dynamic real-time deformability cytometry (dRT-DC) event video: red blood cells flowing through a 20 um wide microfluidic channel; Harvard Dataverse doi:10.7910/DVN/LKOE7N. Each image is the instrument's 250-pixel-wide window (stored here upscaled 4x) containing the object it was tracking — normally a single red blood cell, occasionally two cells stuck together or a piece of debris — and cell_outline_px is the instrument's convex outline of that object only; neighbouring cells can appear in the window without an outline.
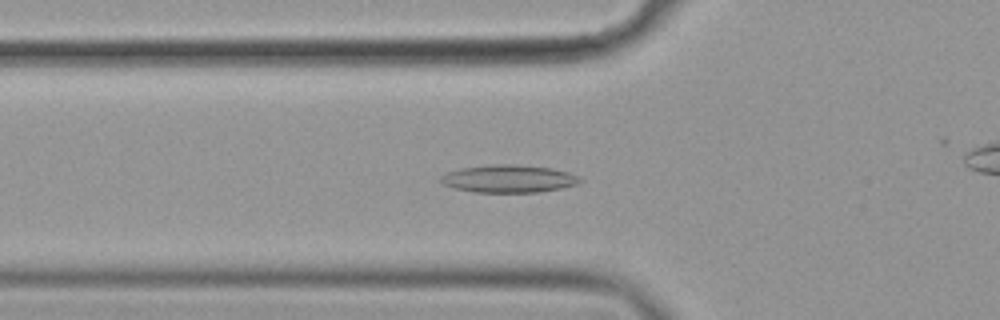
{"species": "common noctule bat (a hibernating species)", "species_latin": "Nyctalus noctula", "temperature_condition": "cold", "stored_images_in_passage": 57, "camera_frame_rate_fps": 3000, "um_per_image_px": 0.085, "animal": {"sex": "female", "body_mass_g": 19.9}, "frame": {"image": 1, "passage_image": 20, "time_ms": 6.333, "image_size_px": [1000, 320], "cell_outline_px": [[584, 180], [576, 184], [560, 188], [540, 192], [472, 192], [456, 188], [444, 184], [440, 180], [440, 176], [448, 172], [460, 168], [492, 164], [516, 164], [552, 168], [568, 172]], "centroid_in_image_um": [43.23, 15.18], "position_along_channel_um": 82.6, "area_um2": 22.37}}
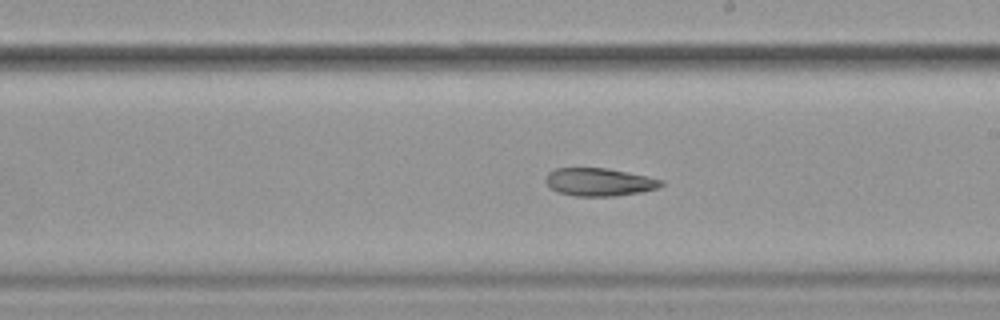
{"frame": {"image": 2, "passage_image": 33, "time_ms": 10.667, "image_size_px": [1000, 320], "cell_outline_px": [[664, 184], [660, 188], [640, 192], [616, 196], [576, 196], [556, 192], [544, 180], [544, 176], [548, 172], [556, 168], [608, 168], [648, 176], [664, 180]], "centroid_in_image_um": [50.95, 15.47], "position_along_channel_um": 238.1, "area_um2": 19.02}}
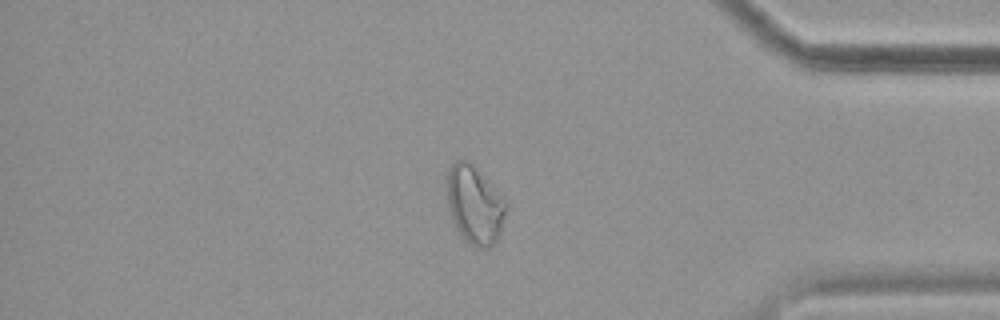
{"frame": {"image": 3, "passage_image": 48, "time_ms": 15.667, "image_size_px": [1000, 320], "cell_outline_px": [[508, 204], [500, 232], [496, 240], [488, 248], [480, 248], [472, 244], [456, 228], [444, 196], [448, 172], [452, 164], [456, 160], [468, 160], [472, 164]], "centroid_in_image_um": [40.31, 17.38], "position_along_channel_um": 394.9, "area_um2": 26.47}}